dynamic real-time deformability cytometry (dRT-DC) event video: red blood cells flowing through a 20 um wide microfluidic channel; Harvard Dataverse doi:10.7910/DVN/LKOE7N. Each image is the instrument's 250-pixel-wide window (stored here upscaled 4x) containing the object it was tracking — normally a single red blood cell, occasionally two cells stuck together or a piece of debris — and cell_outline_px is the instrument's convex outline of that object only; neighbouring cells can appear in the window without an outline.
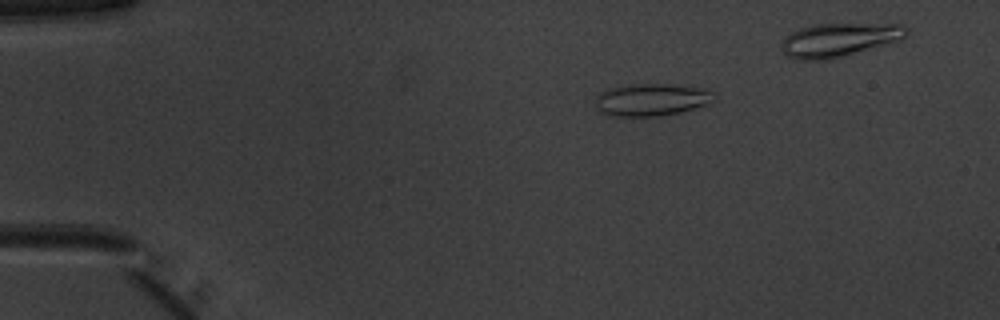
{"species": "common noctule bat (a hibernating species)", "species_latin": "Nyctalus noctula", "temperature_condition": "warm", "stored_images_in_passage": 19, "camera_frame_rate_fps": 3000, "um_per_image_px": 0.085, "animal": {"sex": "male", "body_mass_g": 20.1, "forearm_length_mm": 53.5}, "frame": {"image": 1, "passage_image": 2, "time_ms": 0.333, "image_size_px": [1000, 320], "cell_outline_px": [[712, 92], [704, 104], [680, 112], [652, 116], [616, 116], [600, 112], [596, 108], [596, 96], [600, 92], [612, 88], [632, 84], [672, 84], [704, 88]], "centroid_in_image_um": [55.26, 8.46], "position_along_channel_um": 29.7, "area_um2": 21.68}}
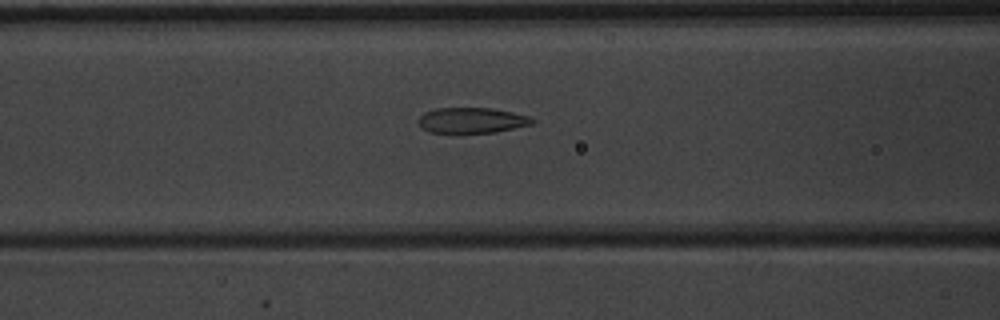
{"frame": {"image": 2, "passage_image": 14, "time_ms": 4.333, "image_size_px": [1000, 320], "cell_outline_px": [[536, 120], [532, 124], [496, 132], [428, 132], [420, 128], [416, 120], [424, 112], [436, 108], [492, 108], [532, 116]], "centroid_in_image_um": [40.09, 10.22], "position_along_channel_um": 126.5, "area_um2": 17.05}}
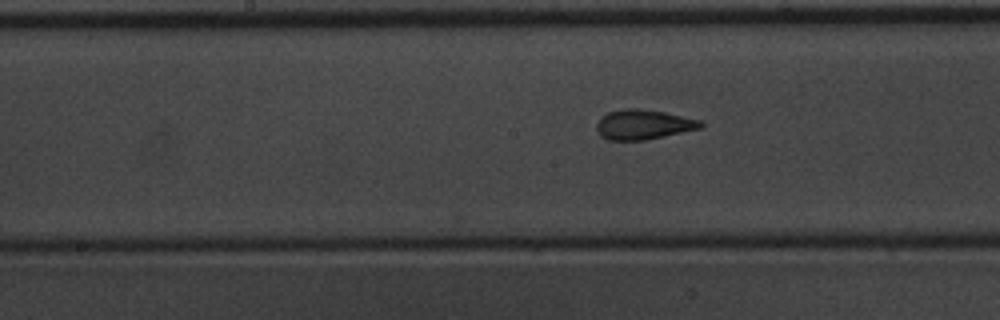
{"frame": {"image": 3, "passage_image": 19, "time_ms": 6.0, "image_size_px": [1000, 320], "cell_outline_px": [[704, 124], [700, 128], [664, 136], [644, 140], [608, 140], [600, 136], [596, 128], [596, 124], [600, 116], [608, 112], [624, 108], [640, 108], [664, 112], [700, 120]], "centroid_in_image_um": [54.63, 10.58], "position_along_channel_um": 193.6, "area_um2": 18.09}}